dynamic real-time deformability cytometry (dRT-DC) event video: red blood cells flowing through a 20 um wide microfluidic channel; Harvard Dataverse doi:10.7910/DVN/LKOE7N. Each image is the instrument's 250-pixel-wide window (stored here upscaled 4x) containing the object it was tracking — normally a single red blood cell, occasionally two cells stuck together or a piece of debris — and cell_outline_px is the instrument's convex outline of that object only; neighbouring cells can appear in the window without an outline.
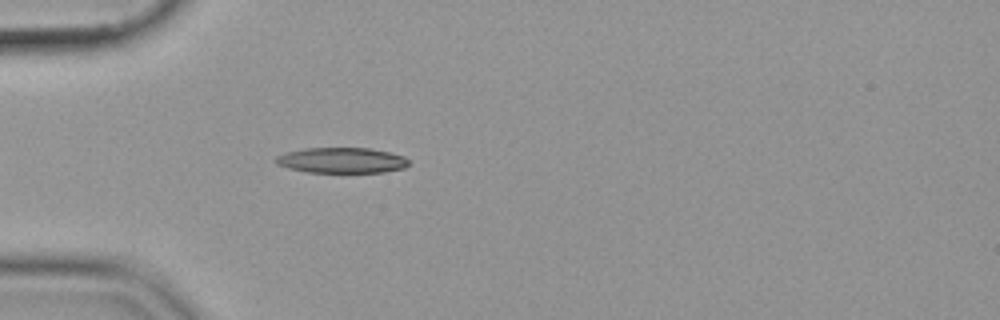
{"species": "common noctule bat (a hibernating species)", "species_latin": "Nyctalus noctula", "temperature_condition": "cold", "stored_images_in_passage": 44, "camera_frame_rate_fps": 3000, "um_per_image_px": 0.085, "animal": {"sex": "female", "body_mass_g": 19.9}, "frame": {"image": 1, "passage_image": 6, "time_ms": 1.667, "image_size_px": [1000, 320], "cell_outline_px": [[408, 164], [404, 168], [384, 172], [308, 172], [288, 168], [276, 164], [272, 160], [276, 156], [284, 152], [304, 148], [368, 148], [388, 152], [404, 156], [408, 160]], "centroid_in_image_um": [28.98, 13.62], "position_along_channel_um": 56.0, "area_um2": 19.83}}
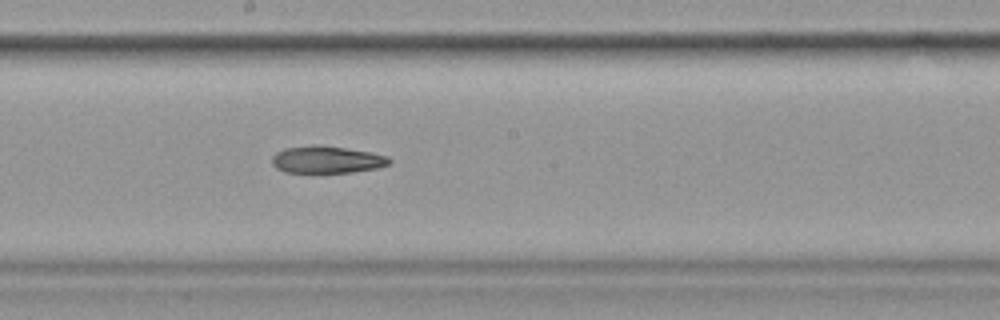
{"frame": {"image": 2, "passage_image": 20, "time_ms": 6.333, "image_size_px": [1000, 320], "cell_outline_px": [[392, 160], [388, 164], [376, 168], [352, 172], [284, 172], [276, 168], [272, 164], [272, 156], [276, 152], [284, 148], [312, 144], [320, 144], [372, 152], [388, 156]], "centroid_in_image_um": [27.76, 13.55], "position_along_channel_um": 220.4, "area_um2": 18.73}}
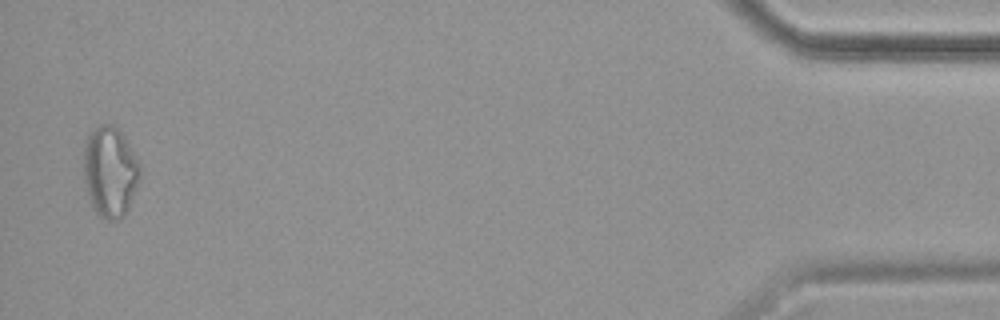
{"frame": {"image": 3, "passage_image": 43, "time_ms": 14.0, "image_size_px": [1000, 320], "cell_outline_px": [[140, 180], [128, 208], [124, 216], [120, 220], [104, 220], [92, 208], [88, 196], [84, 180], [84, 144], [88, 132], [92, 128], [100, 124], [116, 124], [124, 136], [140, 164]], "centroid_in_image_um": [9.34, 14.58], "position_along_channel_um": 425.9, "area_um2": 30.29}}